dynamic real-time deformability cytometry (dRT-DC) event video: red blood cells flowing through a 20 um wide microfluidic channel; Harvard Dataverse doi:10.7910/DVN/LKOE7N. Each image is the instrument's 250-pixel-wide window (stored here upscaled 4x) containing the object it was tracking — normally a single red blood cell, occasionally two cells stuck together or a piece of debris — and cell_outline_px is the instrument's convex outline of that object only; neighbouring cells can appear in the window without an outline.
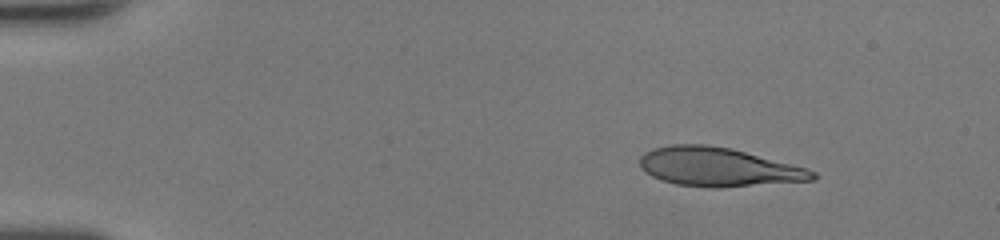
{"species": "human", "species_latin": "Homo sapiens", "temperature_condition": "room temperature", "stored_images_in_passage": 43, "camera_frame_rate_fps": 3000, "um_per_image_px": 0.085, "donor": {"sex": "female"}, "frame": {"image": 1, "passage_image": 1, "time_ms": 0.0, "image_size_px": [1000, 240], "cell_outline_px": [[820, 176], [816, 180], [720, 188], [712, 188], [676, 184], [660, 180], [644, 172], [640, 168], [640, 156], [644, 152], [652, 148], [672, 144], [704, 144], [732, 148], [808, 168], [816, 172]], "centroid_in_image_um": [61.08, 14.2], "position_along_channel_um": 23.9, "area_um2": 39.65}}
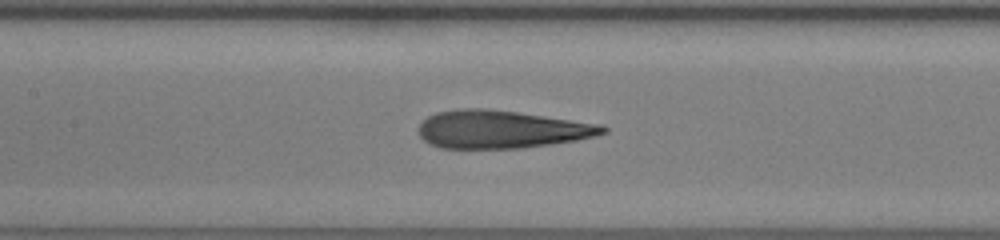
{"frame": {"image": 2, "passage_image": 18, "time_ms": 5.667, "image_size_px": [1000, 240], "cell_outline_px": [[608, 132], [596, 136], [576, 140], [520, 148], [440, 148], [424, 140], [420, 136], [416, 128], [420, 120], [436, 112], [464, 108], [484, 108], [516, 112], [600, 124], [608, 128]], "centroid_in_image_um": [42.56, 10.99], "position_along_channel_um": 164.8, "area_um2": 40.63}}
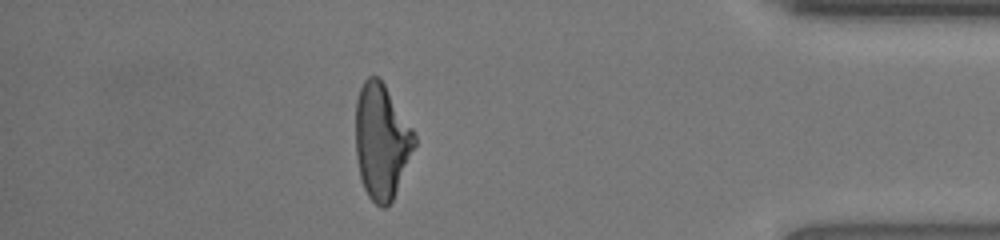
{"frame": {"image": 3, "passage_image": 37, "time_ms": 12.0, "image_size_px": [1000, 240], "cell_outline_px": [[416, 144], [392, 200], [384, 208], [380, 208], [368, 196], [364, 188], [360, 176], [356, 156], [356, 100], [360, 88], [364, 80], [368, 76], [376, 76], [384, 84], [412, 128], [416, 136]], "centroid_in_image_um": [32.42, 12.01], "position_along_channel_um": 402.8, "area_um2": 39.07}, "authors_computed_cell_mechanics": {"area_um2": 40.1132, "velocity_mm_per_s": 4.317, "shape_relaxation_time_tau1_ms": 8.7945, "shape_relaxation_time_tau2_ms": 1.577, "deformation_change_tau1": 0.3628, "deformation_change_tau2": 0.121}}